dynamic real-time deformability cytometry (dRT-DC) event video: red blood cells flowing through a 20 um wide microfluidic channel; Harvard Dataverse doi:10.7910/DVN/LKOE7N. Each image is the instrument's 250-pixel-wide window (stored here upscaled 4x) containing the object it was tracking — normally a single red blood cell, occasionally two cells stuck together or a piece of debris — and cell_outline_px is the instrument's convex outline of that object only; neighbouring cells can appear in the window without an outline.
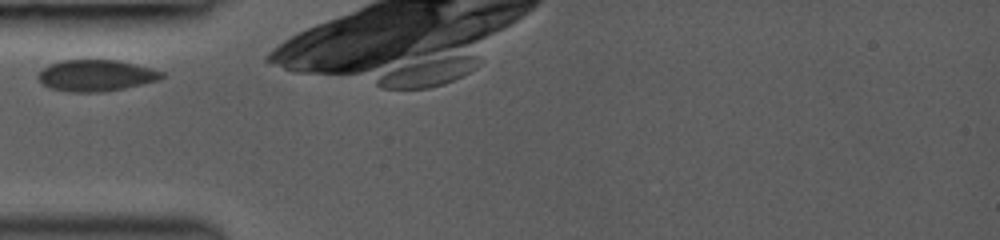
{"species": "common noctule bat (a hibernating species)", "species_latin": "Nyctalus noctula", "temperature_condition": "room temperature", "stored_images_in_passage": 8, "camera_frame_rate_fps": 3000, "um_per_image_px": 0.085, "animal": {"sex": "female", "body_mass_g": 19.0, "forearm_length_mm": 53.3}, "frame": {"image": 1, "passage_image": 1, "time_ms": 0.0, "image_size_px": [1000, 240], "cell_outline_px": [[164, 76], [160, 80], [124, 88], [100, 92], [68, 92], [48, 88], [36, 76], [48, 64], [60, 60], [120, 60], [164, 72]], "centroid_in_image_um": [8.15, 6.42], "position_along_channel_um": 76.9, "area_um2": 22.66}}
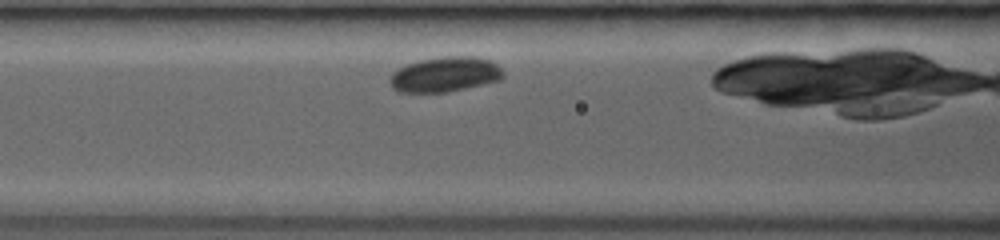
{"frame": {"image": 2, "passage_image": 3, "time_ms": 1.333, "image_size_px": [1000, 240], "cell_outline_px": [[504, 76], [500, 80], [448, 92], [400, 92], [392, 88], [388, 80], [388, 76], [392, 72], [404, 64], [420, 60], [444, 56], [472, 56], [492, 60], [504, 72]], "centroid_in_image_um": [37.79, 6.32], "position_along_channel_um": 128.8, "area_um2": 23.41}}
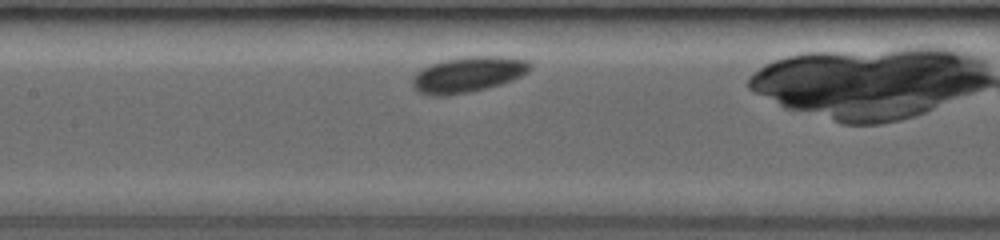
{"frame": {"image": 3, "passage_image": 5, "time_ms": 2.333, "image_size_px": [1000, 240], "cell_outline_px": [[532, 68], [528, 72], [512, 80], [488, 88], [448, 96], [432, 96], [416, 92], [412, 88], [412, 76], [416, 72], [432, 64], [444, 60], [464, 56], [504, 56], [528, 60], [532, 64]], "centroid_in_image_um": [39.77, 6.34], "position_along_channel_um": 167.6, "area_um2": 24.74}}